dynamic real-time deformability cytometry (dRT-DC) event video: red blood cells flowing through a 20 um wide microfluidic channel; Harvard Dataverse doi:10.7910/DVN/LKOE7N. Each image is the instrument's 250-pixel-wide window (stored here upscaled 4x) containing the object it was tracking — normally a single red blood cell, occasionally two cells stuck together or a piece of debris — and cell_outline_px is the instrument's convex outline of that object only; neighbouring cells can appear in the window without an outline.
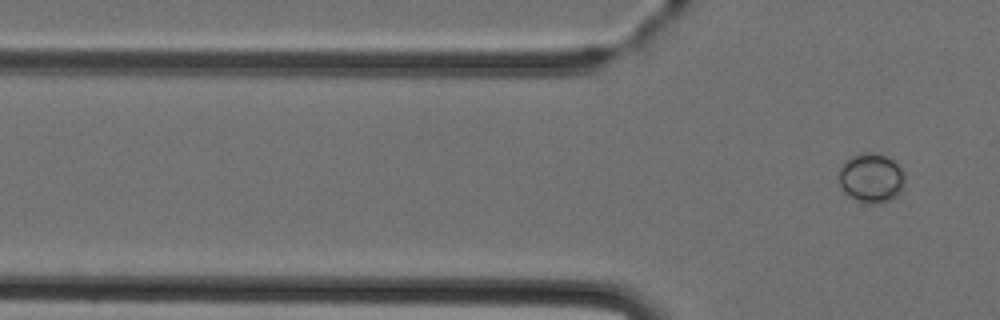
{"species": "Egyptian fruit bat (a non-hibernating species)", "species_latin": "Rousettus aegyptiacus", "temperature_condition": "cold", "stored_images_in_passage": 6, "camera_frame_rate_fps": 3000, "um_per_image_px": 0.085, "animal": {"sex": "female"}, "frame": {"image": 1, "passage_image": 6, "time_ms": 7.0, "image_size_px": [1000, 320], "cell_outline_px": [[904, 184], [900, 192], [896, 196], [888, 200], [868, 204], [856, 200], [848, 196], [844, 192], [840, 184], [840, 168], [844, 160], [852, 156], [864, 152], [876, 152], [892, 160], [900, 168], [904, 176]], "centroid_in_image_um": [74.03, 15.12], "position_along_channel_um": 51.8, "area_um2": 18.79}}